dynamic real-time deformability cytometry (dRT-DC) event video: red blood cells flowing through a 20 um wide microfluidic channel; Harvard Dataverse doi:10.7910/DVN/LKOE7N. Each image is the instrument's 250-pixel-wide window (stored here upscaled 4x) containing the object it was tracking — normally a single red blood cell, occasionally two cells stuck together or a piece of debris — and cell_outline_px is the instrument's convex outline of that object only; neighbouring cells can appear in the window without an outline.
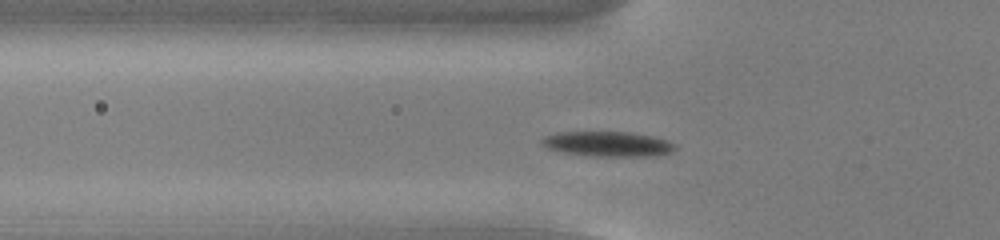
{"species": "common noctule bat (a hibernating species)", "species_latin": "Nyctalus noctula", "temperature_condition": "cold", "stored_images_in_passage": 37, "camera_frame_rate_fps": 3000, "um_per_image_px": 0.085, "animal": {"sex": "male", "body_mass_g": 13.0, "forearm_length_mm": 53.1}, "frame": {"image": 1, "passage_image": 3, "time_ms": 0.667, "image_size_px": [1000, 240], "cell_outline_px": [[676, 148], [672, 152], [652, 156], [592, 156], [564, 152], [548, 148], [540, 144], [540, 140], [544, 136], [560, 132], [632, 132], [652, 136], [668, 140], [676, 144]], "centroid_in_image_um": [51.68, 12.23], "position_along_channel_um": 74.1, "area_um2": 19.48}}
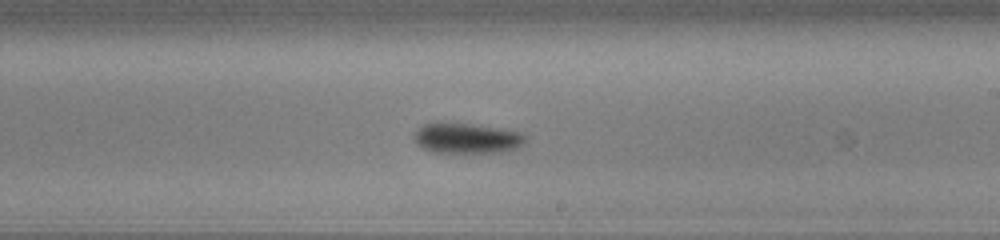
{"frame": {"image": 2, "passage_image": 17, "time_ms": 5.333, "image_size_px": [1000, 240], "cell_outline_px": [[528, 140], [520, 148], [504, 152], [432, 152], [416, 144], [416, 132], [424, 124], [468, 124], [524, 132]], "centroid_in_image_um": [39.81, 11.78], "position_along_channel_um": 249.2, "area_um2": 19.31}}
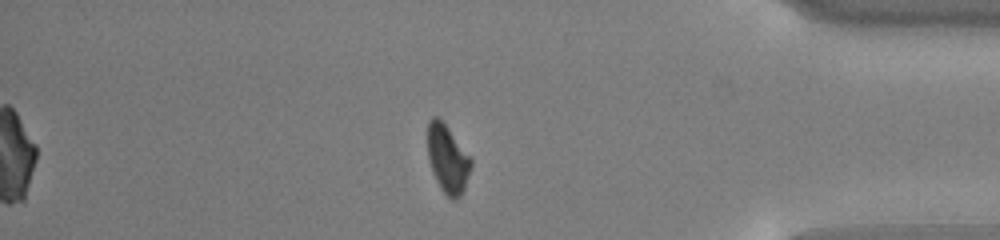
{"frame": {"image": 3, "passage_image": 31, "time_ms": 10.0, "image_size_px": [1000, 240], "cell_outline_px": [[472, 164], [464, 192], [456, 200], [452, 200], [440, 188], [432, 172], [428, 160], [428, 120], [432, 116], [436, 116], [448, 128], [472, 156]], "centroid_in_image_um": [38.07, 13.53], "position_along_channel_um": 397.1, "area_um2": 17.46}}